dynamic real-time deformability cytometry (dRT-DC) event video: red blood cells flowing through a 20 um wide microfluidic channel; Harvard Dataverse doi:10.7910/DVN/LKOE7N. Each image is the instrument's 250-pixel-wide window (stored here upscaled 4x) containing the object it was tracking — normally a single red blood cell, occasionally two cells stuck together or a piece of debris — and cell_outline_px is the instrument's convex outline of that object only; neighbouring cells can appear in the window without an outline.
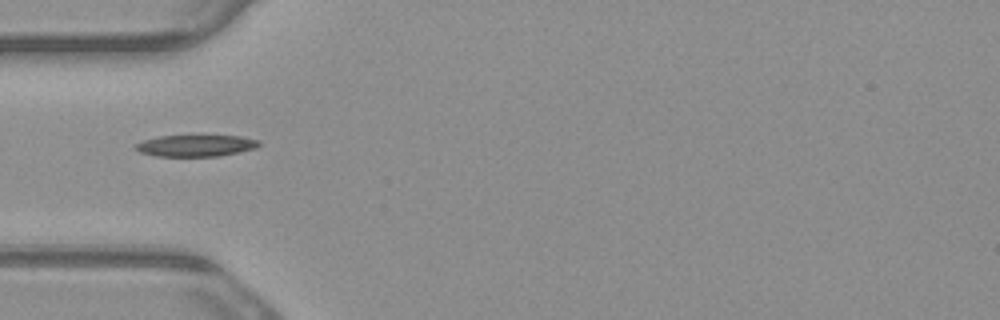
{"species": "common noctule bat (a hibernating species)", "species_latin": "Nyctalus noctula", "temperature_condition": "warm", "stored_images_in_passage": 5, "segment_of_instrument_passage": [2, 2], "camera_frame_rate_fps": 3000, "um_per_image_px": 0.085, "animal": {"sex": "male", "body_mass_g": 23.1, "forearm_length_mm": 52.7}, "frame": {"image": 1, "passage_image": 5, "time_ms": 1.333, "image_size_px": [1000, 320], "cell_outline_px": [[260, 144], [256, 148], [220, 156], [156, 156], [140, 152], [136, 148], [136, 144], [144, 140], [160, 136], [240, 136], [260, 140]], "centroid_in_image_um": [16.68, 12.38], "position_along_channel_um": 68.3, "area_um2": 15.32}}